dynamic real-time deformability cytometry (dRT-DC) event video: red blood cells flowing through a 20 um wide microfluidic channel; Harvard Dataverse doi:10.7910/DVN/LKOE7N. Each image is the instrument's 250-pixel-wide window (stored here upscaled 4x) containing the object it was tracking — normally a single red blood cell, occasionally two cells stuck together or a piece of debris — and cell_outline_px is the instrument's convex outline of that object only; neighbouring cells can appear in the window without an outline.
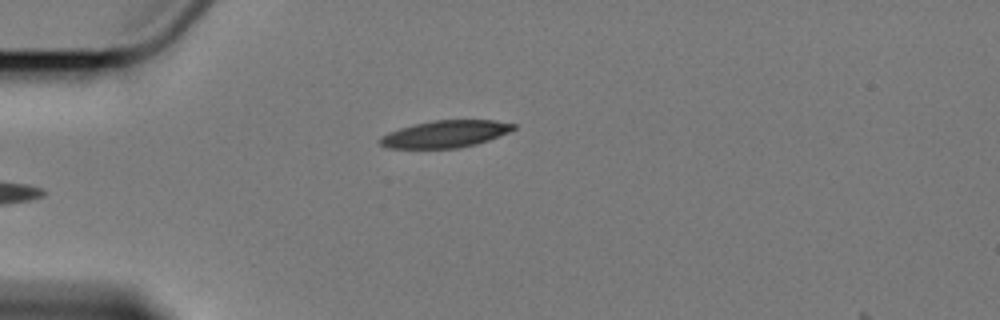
{"species": "Egyptian fruit bat (a non-hibernating species)", "species_latin": "Rousettus aegyptiacus", "temperature_condition": "cold", "stored_images_in_passage": 5, "camera_frame_rate_fps": 3000, "um_per_image_px": 0.085, "animal": {"sex": "female"}, "frame": {"image": 1, "passage_image": 5, "time_ms": 4.667, "image_size_px": [1000, 320], "cell_outline_px": [[516, 128], [508, 132], [488, 140], [476, 144], [460, 148], [388, 148], [380, 144], [376, 140], [380, 136], [388, 132], [400, 128], [432, 120], [496, 120], [516, 124]], "centroid_in_image_um": [37.83, 11.39], "position_along_channel_um": 47.2, "area_um2": 21.1}}